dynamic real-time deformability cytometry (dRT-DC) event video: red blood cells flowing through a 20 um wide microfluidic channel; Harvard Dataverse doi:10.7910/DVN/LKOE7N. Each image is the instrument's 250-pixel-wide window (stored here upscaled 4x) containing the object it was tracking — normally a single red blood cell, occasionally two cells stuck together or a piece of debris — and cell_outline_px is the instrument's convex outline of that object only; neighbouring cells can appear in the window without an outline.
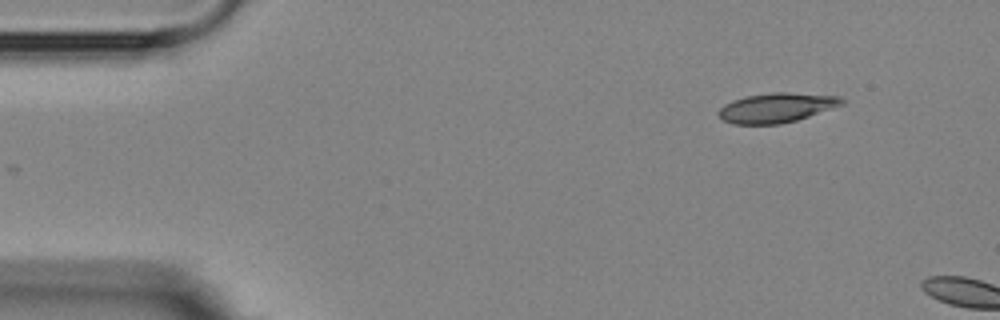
{"species": "Egyptian fruit bat (a non-hibernating species)", "species_latin": "Rousettus aegyptiacus", "temperature_condition": "room temperature", "stored_images_in_passage": 2, "camera_frame_rate_fps": 3000, "um_per_image_px": 0.085, "animal": {"sex": "female"}, "frame": {"image": 1, "passage_image": 1, "time_ms": 0.0, "image_size_px": [1000, 320], "cell_outline_px": [[844, 104], [796, 120], [780, 124], [732, 124], [724, 120], [716, 112], [724, 104], [732, 100], [744, 96], [772, 92], [788, 92], [840, 96], [844, 100]], "centroid_in_image_um": [65.98, 9.14], "position_along_channel_um": 19.0, "area_um2": 21.27}}